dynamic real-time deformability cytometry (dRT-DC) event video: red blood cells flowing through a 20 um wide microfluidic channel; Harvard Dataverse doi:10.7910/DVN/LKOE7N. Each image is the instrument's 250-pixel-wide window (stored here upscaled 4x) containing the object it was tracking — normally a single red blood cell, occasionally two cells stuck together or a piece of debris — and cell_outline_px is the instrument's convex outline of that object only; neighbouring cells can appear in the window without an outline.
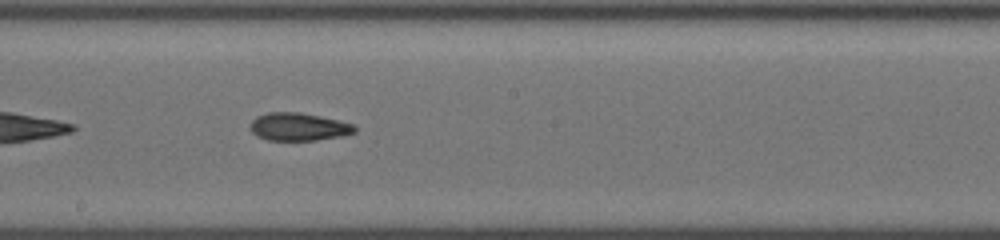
{"species": "common noctule bat (a hibernating species)", "species_latin": "Nyctalus noctula", "temperature_condition": "cold", "stored_images_in_passage": 31, "camera_frame_rate_fps": 3000, "um_per_image_px": 0.085, "animal": {"sex": "female", "body_mass_g": 19.5, "forearm_length_mm": 54.1}, "frame": {"image": 1, "passage_image": 14, "time_ms": 4.333, "image_size_px": [1000, 240], "cell_outline_px": [[356, 132], [340, 136], [316, 140], [268, 140], [256, 136], [252, 132], [252, 120], [256, 116], [268, 112], [300, 112], [320, 116], [352, 124], [356, 128]], "centroid_in_image_um": [25.36, 10.77], "position_along_channel_um": 222.8, "area_um2": 16.76}}
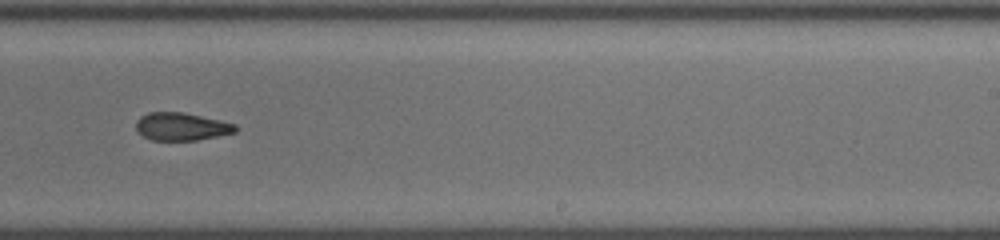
{"frame": {"image": 2, "passage_image": 18, "time_ms": 5.667, "image_size_px": [1000, 240], "cell_outline_px": [[236, 132], [196, 140], [152, 140], [144, 136], [136, 128], [136, 120], [140, 116], [148, 112], [184, 112], [220, 120], [236, 124]], "centroid_in_image_um": [15.41, 10.74], "position_along_channel_um": 273.6, "area_um2": 16.01}}